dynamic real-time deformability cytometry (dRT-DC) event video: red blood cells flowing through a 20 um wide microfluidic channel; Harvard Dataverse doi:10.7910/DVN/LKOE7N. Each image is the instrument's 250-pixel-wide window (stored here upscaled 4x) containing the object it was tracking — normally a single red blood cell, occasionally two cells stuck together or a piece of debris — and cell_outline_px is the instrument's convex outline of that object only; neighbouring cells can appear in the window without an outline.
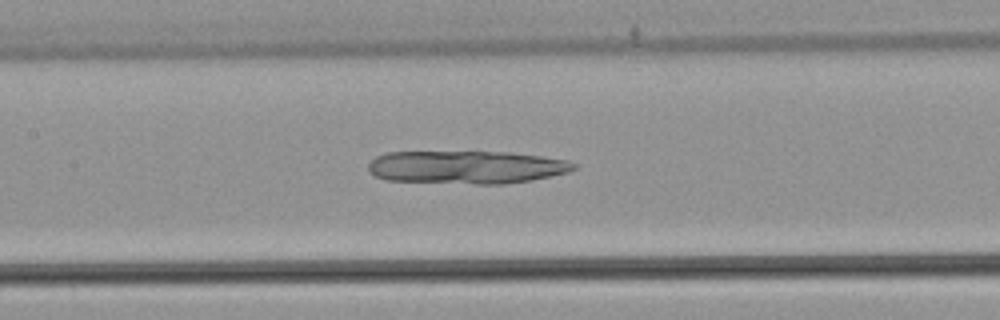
{"species": "common noctule bat (a hibernating species)", "species_latin": "Nyctalus noctula", "temperature_condition": "warm", "stored_images_in_passage": 37, "camera_frame_rate_fps": 3000, "um_per_image_px": 0.085, "animal": {"sex": "male", "body_mass_g": 21.5, "forearm_length_mm": 52.0}, "frame": {"image": 1, "passage_image": 12, "time_ms": 3.667, "image_size_px": [1000, 320], "cell_outline_px": [[576, 168], [568, 172], [532, 180], [504, 184], [476, 184], [388, 180], [376, 176], [368, 172], [368, 164], [376, 156], [388, 152], [508, 152], [540, 156], [568, 160], [576, 164]], "centroid_in_image_um": [39.65, 14.21], "position_along_channel_um": 167.8, "area_um2": 39.54}}
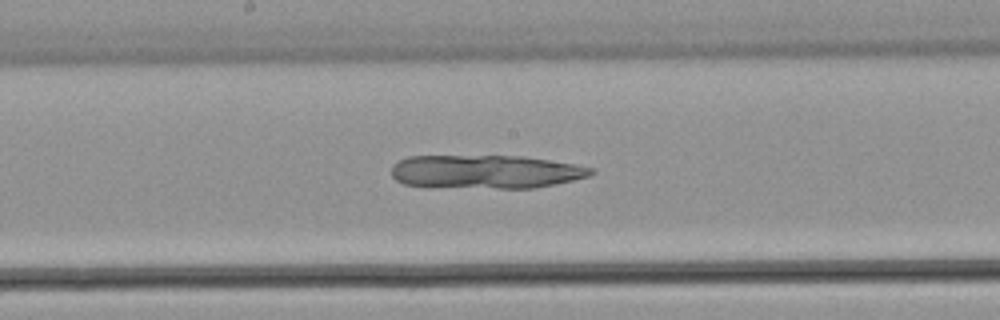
{"frame": {"image": 2, "passage_image": 15, "time_ms": 4.667, "image_size_px": [1000, 320], "cell_outline_px": [[596, 172], [588, 176], [556, 184], [536, 188], [496, 188], [404, 184], [396, 180], [392, 176], [392, 164], [408, 156], [524, 156], [572, 164], [592, 168]], "centroid_in_image_um": [41.3, 14.58], "position_along_channel_um": 206.9, "area_um2": 38.55}}